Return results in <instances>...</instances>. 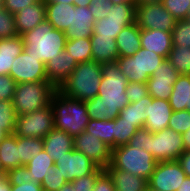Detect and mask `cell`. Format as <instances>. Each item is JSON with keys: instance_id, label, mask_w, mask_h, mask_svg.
Returning <instances> with one entry per match:
<instances>
[{"instance_id": "6da1fadb", "label": "cell", "mask_w": 190, "mask_h": 191, "mask_svg": "<svg viewBox=\"0 0 190 191\" xmlns=\"http://www.w3.org/2000/svg\"><path fill=\"white\" fill-rule=\"evenodd\" d=\"M127 77L120 71L116 62L102 64V78L98 95L85 100L90 119H115L129 99L126 96Z\"/></svg>"}, {"instance_id": "7a4b0ae2", "label": "cell", "mask_w": 190, "mask_h": 191, "mask_svg": "<svg viewBox=\"0 0 190 191\" xmlns=\"http://www.w3.org/2000/svg\"><path fill=\"white\" fill-rule=\"evenodd\" d=\"M20 36L23 40L24 51L44 64L65 50L67 41L65 32L53 28L47 20Z\"/></svg>"}, {"instance_id": "3957f363", "label": "cell", "mask_w": 190, "mask_h": 191, "mask_svg": "<svg viewBox=\"0 0 190 191\" xmlns=\"http://www.w3.org/2000/svg\"><path fill=\"white\" fill-rule=\"evenodd\" d=\"M54 128L67 132L72 137L85 131L90 120L85 101L70 98L58 89L51 96Z\"/></svg>"}, {"instance_id": "277c9868", "label": "cell", "mask_w": 190, "mask_h": 191, "mask_svg": "<svg viewBox=\"0 0 190 191\" xmlns=\"http://www.w3.org/2000/svg\"><path fill=\"white\" fill-rule=\"evenodd\" d=\"M102 78V64L94 60L78 63L58 90L76 100H88L98 95Z\"/></svg>"}, {"instance_id": "5b68a950", "label": "cell", "mask_w": 190, "mask_h": 191, "mask_svg": "<svg viewBox=\"0 0 190 191\" xmlns=\"http://www.w3.org/2000/svg\"><path fill=\"white\" fill-rule=\"evenodd\" d=\"M110 164L119 170L130 172L149 180L157 161L144 148L132 147L128 144L112 149Z\"/></svg>"}, {"instance_id": "8992f818", "label": "cell", "mask_w": 190, "mask_h": 191, "mask_svg": "<svg viewBox=\"0 0 190 191\" xmlns=\"http://www.w3.org/2000/svg\"><path fill=\"white\" fill-rule=\"evenodd\" d=\"M55 90L56 88L49 81L17 84L12 100L16 115L30 114L46 107Z\"/></svg>"}, {"instance_id": "52a82bcc", "label": "cell", "mask_w": 190, "mask_h": 191, "mask_svg": "<svg viewBox=\"0 0 190 191\" xmlns=\"http://www.w3.org/2000/svg\"><path fill=\"white\" fill-rule=\"evenodd\" d=\"M165 59L154 51L140 48L133 56L118 57L116 64L127 77L128 83H147V80Z\"/></svg>"}, {"instance_id": "ba28073f", "label": "cell", "mask_w": 190, "mask_h": 191, "mask_svg": "<svg viewBox=\"0 0 190 191\" xmlns=\"http://www.w3.org/2000/svg\"><path fill=\"white\" fill-rule=\"evenodd\" d=\"M136 5L123 2L114 4L106 18L95 21L92 35L116 39L123 28L135 23Z\"/></svg>"}, {"instance_id": "9c48e42d", "label": "cell", "mask_w": 190, "mask_h": 191, "mask_svg": "<svg viewBox=\"0 0 190 191\" xmlns=\"http://www.w3.org/2000/svg\"><path fill=\"white\" fill-rule=\"evenodd\" d=\"M184 150L182 134L169 128L156 133L149 131L147 152L151 153L157 162L177 161Z\"/></svg>"}, {"instance_id": "30bf717a", "label": "cell", "mask_w": 190, "mask_h": 191, "mask_svg": "<svg viewBox=\"0 0 190 191\" xmlns=\"http://www.w3.org/2000/svg\"><path fill=\"white\" fill-rule=\"evenodd\" d=\"M53 120V109L49 103L30 114L17 116L14 134L43 139L54 128Z\"/></svg>"}, {"instance_id": "8fae6325", "label": "cell", "mask_w": 190, "mask_h": 191, "mask_svg": "<svg viewBox=\"0 0 190 191\" xmlns=\"http://www.w3.org/2000/svg\"><path fill=\"white\" fill-rule=\"evenodd\" d=\"M135 22L140 29L172 31L177 21L162 3H154L136 5Z\"/></svg>"}, {"instance_id": "7c38bea8", "label": "cell", "mask_w": 190, "mask_h": 191, "mask_svg": "<svg viewBox=\"0 0 190 191\" xmlns=\"http://www.w3.org/2000/svg\"><path fill=\"white\" fill-rule=\"evenodd\" d=\"M186 178L178 161L157 162L148 186L157 191H177Z\"/></svg>"}, {"instance_id": "4fadbf2b", "label": "cell", "mask_w": 190, "mask_h": 191, "mask_svg": "<svg viewBox=\"0 0 190 191\" xmlns=\"http://www.w3.org/2000/svg\"><path fill=\"white\" fill-rule=\"evenodd\" d=\"M46 64L24 50L14 59L9 75L17 83L48 81Z\"/></svg>"}, {"instance_id": "5bb4252c", "label": "cell", "mask_w": 190, "mask_h": 191, "mask_svg": "<svg viewBox=\"0 0 190 191\" xmlns=\"http://www.w3.org/2000/svg\"><path fill=\"white\" fill-rule=\"evenodd\" d=\"M74 149L82 152L98 167L105 169L111 162L112 149L91 133L82 132L73 137Z\"/></svg>"}, {"instance_id": "9a60e30c", "label": "cell", "mask_w": 190, "mask_h": 191, "mask_svg": "<svg viewBox=\"0 0 190 191\" xmlns=\"http://www.w3.org/2000/svg\"><path fill=\"white\" fill-rule=\"evenodd\" d=\"M55 167L68 182L91 174L98 166L82 152L75 149L66 152L55 161Z\"/></svg>"}, {"instance_id": "2e32d148", "label": "cell", "mask_w": 190, "mask_h": 191, "mask_svg": "<svg viewBox=\"0 0 190 191\" xmlns=\"http://www.w3.org/2000/svg\"><path fill=\"white\" fill-rule=\"evenodd\" d=\"M78 63L71 57V54L63 50L55 58L46 63V76L48 81L58 89L61 84L70 76Z\"/></svg>"}, {"instance_id": "e0dca14e", "label": "cell", "mask_w": 190, "mask_h": 191, "mask_svg": "<svg viewBox=\"0 0 190 191\" xmlns=\"http://www.w3.org/2000/svg\"><path fill=\"white\" fill-rule=\"evenodd\" d=\"M140 42L141 48L154 51L166 59L173 46L171 31L160 29H140Z\"/></svg>"}, {"instance_id": "ac0fdd59", "label": "cell", "mask_w": 190, "mask_h": 191, "mask_svg": "<svg viewBox=\"0 0 190 191\" xmlns=\"http://www.w3.org/2000/svg\"><path fill=\"white\" fill-rule=\"evenodd\" d=\"M172 112L173 110L168 100L155 99L152 97V103L149 105L144 128L152 133L168 128Z\"/></svg>"}, {"instance_id": "d6986e66", "label": "cell", "mask_w": 190, "mask_h": 191, "mask_svg": "<svg viewBox=\"0 0 190 191\" xmlns=\"http://www.w3.org/2000/svg\"><path fill=\"white\" fill-rule=\"evenodd\" d=\"M95 20L88 7H77L72 10V25L65 32L67 39H80L92 36Z\"/></svg>"}, {"instance_id": "ffe728a7", "label": "cell", "mask_w": 190, "mask_h": 191, "mask_svg": "<svg viewBox=\"0 0 190 191\" xmlns=\"http://www.w3.org/2000/svg\"><path fill=\"white\" fill-rule=\"evenodd\" d=\"M14 17L18 35L34 29L46 20L45 0H38L35 4L20 10Z\"/></svg>"}, {"instance_id": "44dd1931", "label": "cell", "mask_w": 190, "mask_h": 191, "mask_svg": "<svg viewBox=\"0 0 190 191\" xmlns=\"http://www.w3.org/2000/svg\"><path fill=\"white\" fill-rule=\"evenodd\" d=\"M104 171L111 178L115 191H145L148 181L130 172L115 169L109 164Z\"/></svg>"}, {"instance_id": "7402d4cb", "label": "cell", "mask_w": 190, "mask_h": 191, "mask_svg": "<svg viewBox=\"0 0 190 191\" xmlns=\"http://www.w3.org/2000/svg\"><path fill=\"white\" fill-rule=\"evenodd\" d=\"M44 150L54 162L66 152L74 149L73 137L67 132L53 128L43 138Z\"/></svg>"}, {"instance_id": "603a6c76", "label": "cell", "mask_w": 190, "mask_h": 191, "mask_svg": "<svg viewBox=\"0 0 190 191\" xmlns=\"http://www.w3.org/2000/svg\"><path fill=\"white\" fill-rule=\"evenodd\" d=\"M90 40L92 60L101 64L116 62L119 57L116 39L112 37H99V35H92Z\"/></svg>"}, {"instance_id": "cb8c5ba5", "label": "cell", "mask_w": 190, "mask_h": 191, "mask_svg": "<svg viewBox=\"0 0 190 191\" xmlns=\"http://www.w3.org/2000/svg\"><path fill=\"white\" fill-rule=\"evenodd\" d=\"M45 4L46 20L52 24L53 28L66 31L72 25V10H75V5L57 2H45Z\"/></svg>"}, {"instance_id": "d4e9b609", "label": "cell", "mask_w": 190, "mask_h": 191, "mask_svg": "<svg viewBox=\"0 0 190 191\" xmlns=\"http://www.w3.org/2000/svg\"><path fill=\"white\" fill-rule=\"evenodd\" d=\"M24 50L22 37L0 39V75H9L14 59Z\"/></svg>"}, {"instance_id": "484cf974", "label": "cell", "mask_w": 190, "mask_h": 191, "mask_svg": "<svg viewBox=\"0 0 190 191\" xmlns=\"http://www.w3.org/2000/svg\"><path fill=\"white\" fill-rule=\"evenodd\" d=\"M119 57L133 56L141 48L140 28L135 22L122 29L116 37Z\"/></svg>"}, {"instance_id": "4316f807", "label": "cell", "mask_w": 190, "mask_h": 191, "mask_svg": "<svg viewBox=\"0 0 190 191\" xmlns=\"http://www.w3.org/2000/svg\"><path fill=\"white\" fill-rule=\"evenodd\" d=\"M168 101L173 111L190 112V75H179Z\"/></svg>"}, {"instance_id": "83f0119b", "label": "cell", "mask_w": 190, "mask_h": 191, "mask_svg": "<svg viewBox=\"0 0 190 191\" xmlns=\"http://www.w3.org/2000/svg\"><path fill=\"white\" fill-rule=\"evenodd\" d=\"M150 103H152L151 95H148L137 102L129 103L120 110L119 117L122 118L123 121L136 123L139 128H144Z\"/></svg>"}, {"instance_id": "f1b7e54d", "label": "cell", "mask_w": 190, "mask_h": 191, "mask_svg": "<svg viewBox=\"0 0 190 191\" xmlns=\"http://www.w3.org/2000/svg\"><path fill=\"white\" fill-rule=\"evenodd\" d=\"M0 160L5 173L20 166L19 147L14 133L0 142Z\"/></svg>"}, {"instance_id": "f546056e", "label": "cell", "mask_w": 190, "mask_h": 191, "mask_svg": "<svg viewBox=\"0 0 190 191\" xmlns=\"http://www.w3.org/2000/svg\"><path fill=\"white\" fill-rule=\"evenodd\" d=\"M25 166L31 180L41 184L45 174L49 172V168L55 166V162L43 149L40 153L33 155V158Z\"/></svg>"}, {"instance_id": "4dcf8cb0", "label": "cell", "mask_w": 190, "mask_h": 191, "mask_svg": "<svg viewBox=\"0 0 190 191\" xmlns=\"http://www.w3.org/2000/svg\"><path fill=\"white\" fill-rule=\"evenodd\" d=\"M114 126L115 119L96 120L90 119L85 132L99 138L105 142L111 149L114 148Z\"/></svg>"}, {"instance_id": "1f68e13d", "label": "cell", "mask_w": 190, "mask_h": 191, "mask_svg": "<svg viewBox=\"0 0 190 191\" xmlns=\"http://www.w3.org/2000/svg\"><path fill=\"white\" fill-rule=\"evenodd\" d=\"M17 147H19L20 166L26 165L33 155L44 149L43 139L17 136Z\"/></svg>"}, {"instance_id": "d6a6232c", "label": "cell", "mask_w": 190, "mask_h": 191, "mask_svg": "<svg viewBox=\"0 0 190 191\" xmlns=\"http://www.w3.org/2000/svg\"><path fill=\"white\" fill-rule=\"evenodd\" d=\"M65 50L71 54L77 63L92 60L91 40L88 38L67 39Z\"/></svg>"}, {"instance_id": "836d02e7", "label": "cell", "mask_w": 190, "mask_h": 191, "mask_svg": "<svg viewBox=\"0 0 190 191\" xmlns=\"http://www.w3.org/2000/svg\"><path fill=\"white\" fill-rule=\"evenodd\" d=\"M167 59L180 75H190V47H172Z\"/></svg>"}, {"instance_id": "e575fe53", "label": "cell", "mask_w": 190, "mask_h": 191, "mask_svg": "<svg viewBox=\"0 0 190 191\" xmlns=\"http://www.w3.org/2000/svg\"><path fill=\"white\" fill-rule=\"evenodd\" d=\"M138 129L136 123L123 121L122 118L117 116L114 126V148L128 144Z\"/></svg>"}, {"instance_id": "d590c367", "label": "cell", "mask_w": 190, "mask_h": 191, "mask_svg": "<svg viewBox=\"0 0 190 191\" xmlns=\"http://www.w3.org/2000/svg\"><path fill=\"white\" fill-rule=\"evenodd\" d=\"M172 33V47H190V21H177Z\"/></svg>"}, {"instance_id": "8d00e7d4", "label": "cell", "mask_w": 190, "mask_h": 191, "mask_svg": "<svg viewBox=\"0 0 190 191\" xmlns=\"http://www.w3.org/2000/svg\"><path fill=\"white\" fill-rule=\"evenodd\" d=\"M176 81H163L157 79H148L147 88L149 95L155 99L168 100L172 90L173 85Z\"/></svg>"}, {"instance_id": "74e56055", "label": "cell", "mask_w": 190, "mask_h": 191, "mask_svg": "<svg viewBox=\"0 0 190 191\" xmlns=\"http://www.w3.org/2000/svg\"><path fill=\"white\" fill-rule=\"evenodd\" d=\"M17 115L14 111L12 101L0 100V124H4V129L12 134L15 131Z\"/></svg>"}, {"instance_id": "f35d334b", "label": "cell", "mask_w": 190, "mask_h": 191, "mask_svg": "<svg viewBox=\"0 0 190 191\" xmlns=\"http://www.w3.org/2000/svg\"><path fill=\"white\" fill-rule=\"evenodd\" d=\"M162 5L176 19H187L190 10V0H163Z\"/></svg>"}, {"instance_id": "ab89813d", "label": "cell", "mask_w": 190, "mask_h": 191, "mask_svg": "<svg viewBox=\"0 0 190 191\" xmlns=\"http://www.w3.org/2000/svg\"><path fill=\"white\" fill-rule=\"evenodd\" d=\"M68 181L64 179L60 170L53 166L49 168V172L45 174L44 179L41 182L43 191H58Z\"/></svg>"}, {"instance_id": "60d3db41", "label": "cell", "mask_w": 190, "mask_h": 191, "mask_svg": "<svg viewBox=\"0 0 190 191\" xmlns=\"http://www.w3.org/2000/svg\"><path fill=\"white\" fill-rule=\"evenodd\" d=\"M15 17L6 9H0V39L17 36Z\"/></svg>"}, {"instance_id": "b9f144b4", "label": "cell", "mask_w": 190, "mask_h": 191, "mask_svg": "<svg viewBox=\"0 0 190 191\" xmlns=\"http://www.w3.org/2000/svg\"><path fill=\"white\" fill-rule=\"evenodd\" d=\"M168 128L183 134L190 128V112L187 110L173 111Z\"/></svg>"}, {"instance_id": "7bdbcfd3", "label": "cell", "mask_w": 190, "mask_h": 191, "mask_svg": "<svg viewBox=\"0 0 190 191\" xmlns=\"http://www.w3.org/2000/svg\"><path fill=\"white\" fill-rule=\"evenodd\" d=\"M179 73L177 70L172 66V64L165 59L161 65L157 67L154 71L152 76L149 79H157L163 81H176L179 77Z\"/></svg>"}, {"instance_id": "ee69618b", "label": "cell", "mask_w": 190, "mask_h": 191, "mask_svg": "<svg viewBox=\"0 0 190 191\" xmlns=\"http://www.w3.org/2000/svg\"><path fill=\"white\" fill-rule=\"evenodd\" d=\"M103 172V168L97 167L91 174L74 179L72 183L76 185V191H93L97 178Z\"/></svg>"}, {"instance_id": "f6af8a7d", "label": "cell", "mask_w": 190, "mask_h": 191, "mask_svg": "<svg viewBox=\"0 0 190 191\" xmlns=\"http://www.w3.org/2000/svg\"><path fill=\"white\" fill-rule=\"evenodd\" d=\"M125 92L130 103L137 102L149 95L147 83H140V82L128 83Z\"/></svg>"}, {"instance_id": "bcb514c9", "label": "cell", "mask_w": 190, "mask_h": 191, "mask_svg": "<svg viewBox=\"0 0 190 191\" xmlns=\"http://www.w3.org/2000/svg\"><path fill=\"white\" fill-rule=\"evenodd\" d=\"M16 85L10 75H0V100L12 101Z\"/></svg>"}, {"instance_id": "7dc6e473", "label": "cell", "mask_w": 190, "mask_h": 191, "mask_svg": "<svg viewBox=\"0 0 190 191\" xmlns=\"http://www.w3.org/2000/svg\"><path fill=\"white\" fill-rule=\"evenodd\" d=\"M113 5L110 0H91V5L88 8L92 12L94 20L97 21L106 18Z\"/></svg>"}, {"instance_id": "c3c4849f", "label": "cell", "mask_w": 190, "mask_h": 191, "mask_svg": "<svg viewBox=\"0 0 190 191\" xmlns=\"http://www.w3.org/2000/svg\"><path fill=\"white\" fill-rule=\"evenodd\" d=\"M6 175L11 185H22L24 182L31 181L29 171L25 165L9 170Z\"/></svg>"}, {"instance_id": "681fc988", "label": "cell", "mask_w": 190, "mask_h": 191, "mask_svg": "<svg viewBox=\"0 0 190 191\" xmlns=\"http://www.w3.org/2000/svg\"><path fill=\"white\" fill-rule=\"evenodd\" d=\"M149 144V130L145 128H139L137 132L132 136V139L128 142V145L132 147L144 148L147 152Z\"/></svg>"}, {"instance_id": "f907efd6", "label": "cell", "mask_w": 190, "mask_h": 191, "mask_svg": "<svg viewBox=\"0 0 190 191\" xmlns=\"http://www.w3.org/2000/svg\"><path fill=\"white\" fill-rule=\"evenodd\" d=\"M38 0H4V9L15 15L20 10L35 4Z\"/></svg>"}, {"instance_id": "816d5d0a", "label": "cell", "mask_w": 190, "mask_h": 191, "mask_svg": "<svg viewBox=\"0 0 190 191\" xmlns=\"http://www.w3.org/2000/svg\"><path fill=\"white\" fill-rule=\"evenodd\" d=\"M93 191H115L113 182L105 171L97 178Z\"/></svg>"}, {"instance_id": "f5cc1de1", "label": "cell", "mask_w": 190, "mask_h": 191, "mask_svg": "<svg viewBox=\"0 0 190 191\" xmlns=\"http://www.w3.org/2000/svg\"><path fill=\"white\" fill-rule=\"evenodd\" d=\"M11 191H43V188L39 183L31 180L22 185H11Z\"/></svg>"}, {"instance_id": "db71d44e", "label": "cell", "mask_w": 190, "mask_h": 191, "mask_svg": "<svg viewBox=\"0 0 190 191\" xmlns=\"http://www.w3.org/2000/svg\"><path fill=\"white\" fill-rule=\"evenodd\" d=\"M187 177H190V150H184L177 159Z\"/></svg>"}, {"instance_id": "11a10c76", "label": "cell", "mask_w": 190, "mask_h": 191, "mask_svg": "<svg viewBox=\"0 0 190 191\" xmlns=\"http://www.w3.org/2000/svg\"><path fill=\"white\" fill-rule=\"evenodd\" d=\"M0 191H11V184L6 174L0 175Z\"/></svg>"}, {"instance_id": "9f6ffc18", "label": "cell", "mask_w": 190, "mask_h": 191, "mask_svg": "<svg viewBox=\"0 0 190 191\" xmlns=\"http://www.w3.org/2000/svg\"><path fill=\"white\" fill-rule=\"evenodd\" d=\"M183 136V144L185 150H190V128L182 134Z\"/></svg>"}, {"instance_id": "6f0895ef", "label": "cell", "mask_w": 190, "mask_h": 191, "mask_svg": "<svg viewBox=\"0 0 190 191\" xmlns=\"http://www.w3.org/2000/svg\"><path fill=\"white\" fill-rule=\"evenodd\" d=\"M177 191H190V177L186 176L182 182V185L179 186Z\"/></svg>"}, {"instance_id": "680465c9", "label": "cell", "mask_w": 190, "mask_h": 191, "mask_svg": "<svg viewBox=\"0 0 190 191\" xmlns=\"http://www.w3.org/2000/svg\"><path fill=\"white\" fill-rule=\"evenodd\" d=\"M58 191H76V185L72 182H67Z\"/></svg>"}, {"instance_id": "91938a15", "label": "cell", "mask_w": 190, "mask_h": 191, "mask_svg": "<svg viewBox=\"0 0 190 191\" xmlns=\"http://www.w3.org/2000/svg\"><path fill=\"white\" fill-rule=\"evenodd\" d=\"M74 5L77 7H89L91 0H74Z\"/></svg>"}, {"instance_id": "94428289", "label": "cell", "mask_w": 190, "mask_h": 191, "mask_svg": "<svg viewBox=\"0 0 190 191\" xmlns=\"http://www.w3.org/2000/svg\"><path fill=\"white\" fill-rule=\"evenodd\" d=\"M163 0H136V5L162 3Z\"/></svg>"}, {"instance_id": "6125c7cd", "label": "cell", "mask_w": 190, "mask_h": 191, "mask_svg": "<svg viewBox=\"0 0 190 191\" xmlns=\"http://www.w3.org/2000/svg\"><path fill=\"white\" fill-rule=\"evenodd\" d=\"M9 133L4 129V124H0V142L5 139Z\"/></svg>"}, {"instance_id": "be15d7a7", "label": "cell", "mask_w": 190, "mask_h": 191, "mask_svg": "<svg viewBox=\"0 0 190 191\" xmlns=\"http://www.w3.org/2000/svg\"><path fill=\"white\" fill-rule=\"evenodd\" d=\"M45 2H57L65 4H74V0H45Z\"/></svg>"}, {"instance_id": "e7e4bbea", "label": "cell", "mask_w": 190, "mask_h": 191, "mask_svg": "<svg viewBox=\"0 0 190 191\" xmlns=\"http://www.w3.org/2000/svg\"><path fill=\"white\" fill-rule=\"evenodd\" d=\"M113 4H121L123 2L133 3L136 5V0H110Z\"/></svg>"}, {"instance_id": "03108f58", "label": "cell", "mask_w": 190, "mask_h": 191, "mask_svg": "<svg viewBox=\"0 0 190 191\" xmlns=\"http://www.w3.org/2000/svg\"><path fill=\"white\" fill-rule=\"evenodd\" d=\"M2 174H6V173L3 171L2 163L0 160V175H2Z\"/></svg>"}, {"instance_id": "003e7915", "label": "cell", "mask_w": 190, "mask_h": 191, "mask_svg": "<svg viewBox=\"0 0 190 191\" xmlns=\"http://www.w3.org/2000/svg\"><path fill=\"white\" fill-rule=\"evenodd\" d=\"M4 8V0H0V9Z\"/></svg>"}, {"instance_id": "a7ac6f4b", "label": "cell", "mask_w": 190, "mask_h": 191, "mask_svg": "<svg viewBox=\"0 0 190 191\" xmlns=\"http://www.w3.org/2000/svg\"><path fill=\"white\" fill-rule=\"evenodd\" d=\"M145 191H157V190H155V189H152V188H150L149 186L146 188V190Z\"/></svg>"}, {"instance_id": "89a4df30", "label": "cell", "mask_w": 190, "mask_h": 191, "mask_svg": "<svg viewBox=\"0 0 190 191\" xmlns=\"http://www.w3.org/2000/svg\"><path fill=\"white\" fill-rule=\"evenodd\" d=\"M187 20L190 21V10H189V13H188Z\"/></svg>"}]
</instances>
